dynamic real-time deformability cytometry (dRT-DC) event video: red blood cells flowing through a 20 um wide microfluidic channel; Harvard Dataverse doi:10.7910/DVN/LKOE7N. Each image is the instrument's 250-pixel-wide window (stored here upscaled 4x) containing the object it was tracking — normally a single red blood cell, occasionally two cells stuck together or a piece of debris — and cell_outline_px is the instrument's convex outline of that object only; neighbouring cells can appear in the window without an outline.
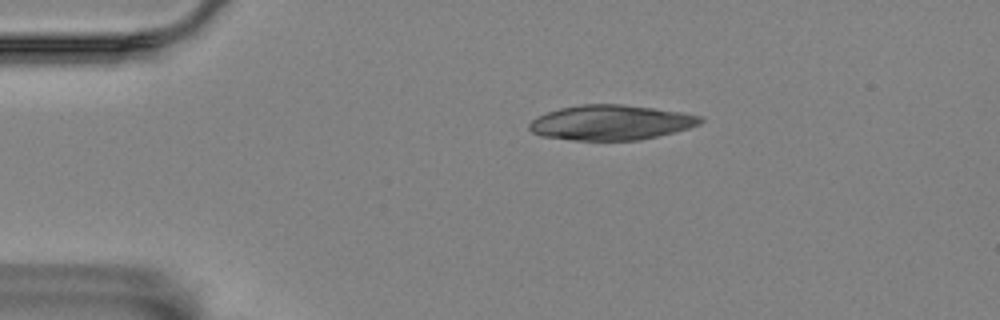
{"species": "Egyptian fruit bat (a non-hibernating species)", "species_latin": "Rousettus aegyptiacus", "temperature_condition": "room temperature", "stored_images_in_passage": 2, "camera_frame_rate_fps": 3000, "um_per_image_px": 0.085, "animal": {"sex": "female"}, "frame": {"image": 1, "passage_image": 1, "time_ms": 0.0, "image_size_px": [1000, 320], "cell_outline_px": [[704, 120], [700, 124], [688, 128], [640, 140], [572, 140], [540, 136], [532, 132], [528, 128], [528, 124], [532, 120], [548, 112], [560, 108], [580, 104], [620, 104], [652, 108], [680, 112], [704, 116]], "centroid_in_image_um": [51.91, 10.41], "position_along_channel_um": 33.1, "area_um2": 34.74}}